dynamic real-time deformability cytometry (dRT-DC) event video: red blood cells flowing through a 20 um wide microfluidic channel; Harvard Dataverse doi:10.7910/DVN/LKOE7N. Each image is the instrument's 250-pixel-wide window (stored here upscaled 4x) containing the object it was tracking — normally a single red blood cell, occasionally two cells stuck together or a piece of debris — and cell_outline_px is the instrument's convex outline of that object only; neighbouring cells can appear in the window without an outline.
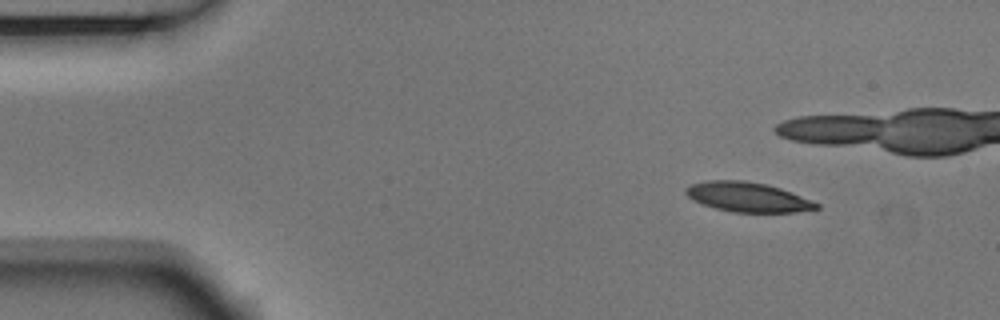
{"species": "Egyptian fruit bat (a non-hibernating species)", "species_latin": "Rousettus aegyptiacus", "temperature_condition": "room temperature", "stored_images_in_passage": 4, "camera_frame_rate_fps": 3000, "um_per_image_px": 0.085, "animal": {"sex": "male"}, "frame": {"image": 1, "passage_image": 1, "time_ms": 0.0, "image_size_px": [1000, 320], "cell_outline_px": [[820, 208], [796, 212], [732, 212], [716, 208], [692, 200], [684, 192], [684, 188], [692, 184], [708, 180], [744, 180], [764, 184], [780, 188], [820, 204]], "centroid_in_image_um": [63.53, 16.75], "position_along_channel_um": 21.5, "area_um2": 22.37}}